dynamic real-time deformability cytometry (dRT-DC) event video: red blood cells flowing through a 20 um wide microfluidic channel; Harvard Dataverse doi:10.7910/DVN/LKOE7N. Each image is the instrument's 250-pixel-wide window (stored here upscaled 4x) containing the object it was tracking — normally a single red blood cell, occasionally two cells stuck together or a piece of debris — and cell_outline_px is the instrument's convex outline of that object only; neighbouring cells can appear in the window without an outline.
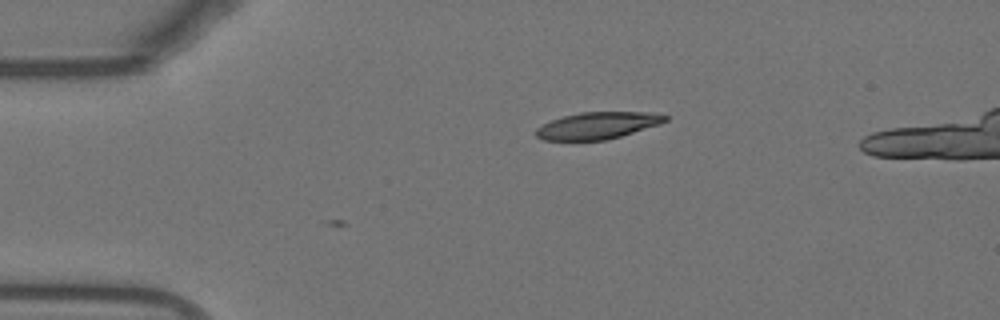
{"species": "Egyptian fruit bat (a non-hibernating species)", "species_latin": "Rousettus aegyptiacus", "temperature_condition": "warm", "stored_images_in_passage": 5, "camera_frame_rate_fps": 3000, "um_per_image_px": 0.085, "animal": {"sex": "female"}, "frame": {"image": 1, "passage_image": 1, "time_ms": 0.0, "image_size_px": [1000, 320], "cell_outline_px": [[668, 120], [660, 124], [620, 136], [604, 140], [544, 140], [536, 136], [536, 128], [552, 120], [564, 116], [580, 112], [648, 112], [668, 116]], "centroid_in_image_um": [50.8, 10.66], "position_along_channel_um": 34.2, "area_um2": 20.0}}